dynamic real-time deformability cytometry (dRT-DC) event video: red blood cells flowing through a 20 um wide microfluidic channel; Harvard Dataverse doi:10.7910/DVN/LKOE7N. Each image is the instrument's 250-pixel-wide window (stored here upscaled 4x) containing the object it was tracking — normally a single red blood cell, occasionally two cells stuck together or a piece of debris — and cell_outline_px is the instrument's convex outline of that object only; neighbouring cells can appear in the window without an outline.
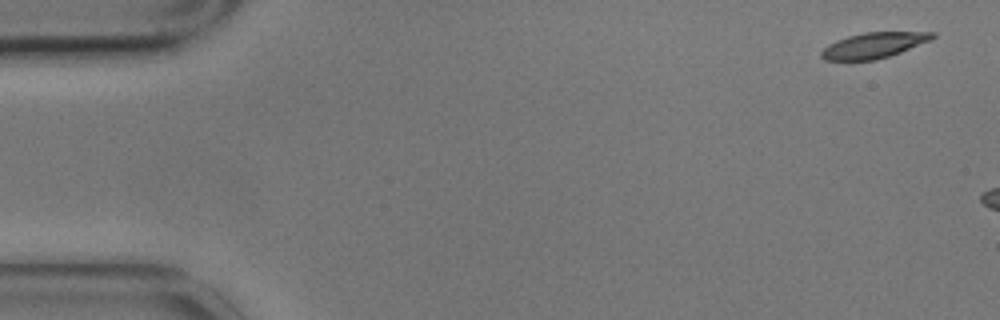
{"species": "common noctule bat (a hibernating species)", "species_latin": "Nyctalus noctula", "temperature_condition": "cold", "stored_images_in_passage": 3, "camera_frame_rate_fps": 3000, "um_per_image_px": 0.085, "animal": {"sex": "male", "body_mass_g": 17.9}, "frame": {"image": 1, "passage_image": 1, "time_ms": 0.0, "image_size_px": [1000, 320], "cell_outline_px": [[936, 36], [932, 40], [900, 52], [876, 60], [824, 60], [820, 56], [820, 52], [828, 44], [836, 40], [848, 36], [864, 32], [936, 32]], "centroid_in_image_um": [74.27, 3.85], "position_along_channel_um": 10.7, "area_um2": 16.59}}